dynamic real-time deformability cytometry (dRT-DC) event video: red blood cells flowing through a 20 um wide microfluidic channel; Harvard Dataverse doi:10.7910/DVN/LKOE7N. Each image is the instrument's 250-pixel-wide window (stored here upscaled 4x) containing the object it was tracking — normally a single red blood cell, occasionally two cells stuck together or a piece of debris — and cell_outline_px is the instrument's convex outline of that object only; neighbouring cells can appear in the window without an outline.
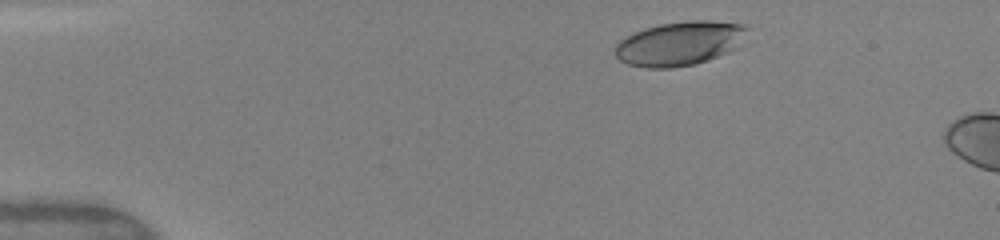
{"species": "human", "species_latin": "Homo sapiens", "temperature_condition": "warm", "stored_images_in_passage": 6, "camera_frame_rate_fps": 3000, "um_per_image_px": 0.085, "donor": {"sex": "female"}, "frame": {"image": 1, "passage_image": 3, "time_ms": 1.0, "image_size_px": [1000, 240], "cell_outline_px": [[752, 28], [736, 48], [728, 52], [708, 60], [696, 64], [672, 68], [648, 68], [628, 64], [620, 60], [616, 56], [616, 44], [620, 40], [644, 28], [660, 24], [688, 20], [712, 20], [744, 24]], "centroid_in_image_um": [57.83, 3.68], "position_along_channel_um": 27.2, "area_um2": 34.16}}